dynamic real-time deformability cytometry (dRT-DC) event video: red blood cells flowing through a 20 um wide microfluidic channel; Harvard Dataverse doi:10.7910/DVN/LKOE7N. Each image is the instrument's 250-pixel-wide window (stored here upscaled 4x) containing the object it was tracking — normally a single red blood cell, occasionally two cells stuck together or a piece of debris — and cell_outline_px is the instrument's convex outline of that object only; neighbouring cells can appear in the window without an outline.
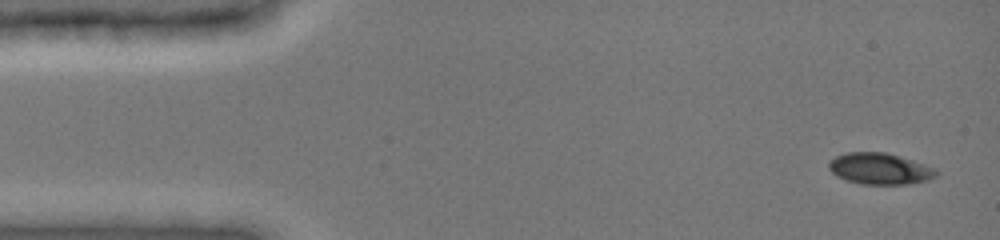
{"species": "common noctule bat (a hibernating species)", "species_latin": "Nyctalus noctula", "temperature_condition": "cold", "stored_images_in_passage": 10, "camera_frame_rate_fps": 3000, "um_per_image_px": 0.085, "animal": {"sex": "female", "body_mass_g": 19.0, "forearm_length_mm": 51.5}, "frame": {"image": 1, "passage_image": 1, "time_ms": 0.0, "image_size_px": [1000, 240], "cell_outline_px": [[940, 172], [936, 176], [928, 180], [904, 184], [864, 184], [844, 180], [836, 176], [828, 168], [828, 160], [836, 156], [848, 152], [884, 152], [912, 160], [936, 168]], "centroid_in_image_um": [74.76, 14.34], "position_along_channel_um": 10.2, "area_um2": 19.65}}
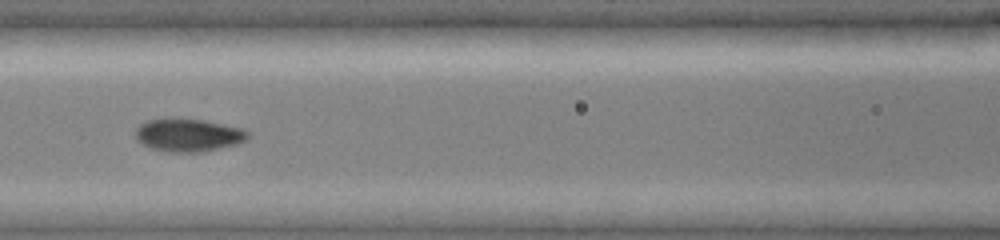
{"frame": {"image": 2, "passage_image": 8, "time_ms": 6.333, "image_size_px": [1000, 240], "cell_outline_px": [[252, 132], [244, 140], [236, 144], [200, 152], [168, 152], [152, 148], [144, 144], [136, 136], [136, 128], [140, 124], [148, 120], [204, 120], [244, 128]], "centroid_in_image_um": [16.07, 11.49], "position_along_channel_um": 150.5, "area_um2": 20.98}}
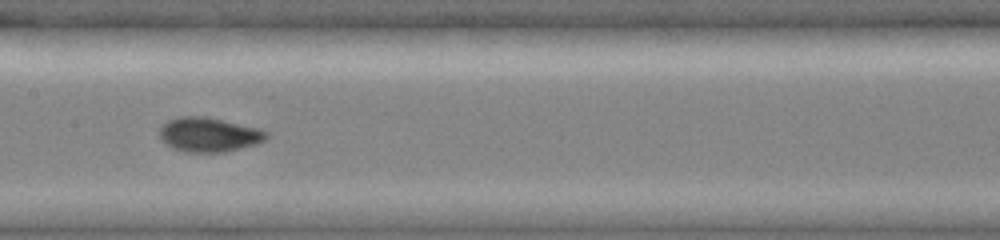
{"frame": {"image": 3, "passage_image": 9, "time_ms": 7.333, "image_size_px": [1000, 240], "cell_outline_px": [[268, 136], [264, 140], [256, 144], [224, 152], [184, 152], [160, 140], [160, 128], [168, 120], [176, 116], [208, 116], [260, 128], [268, 132]], "centroid_in_image_um": [17.77, 11.42], "position_along_channel_um": 189.6, "area_um2": 21.5}}